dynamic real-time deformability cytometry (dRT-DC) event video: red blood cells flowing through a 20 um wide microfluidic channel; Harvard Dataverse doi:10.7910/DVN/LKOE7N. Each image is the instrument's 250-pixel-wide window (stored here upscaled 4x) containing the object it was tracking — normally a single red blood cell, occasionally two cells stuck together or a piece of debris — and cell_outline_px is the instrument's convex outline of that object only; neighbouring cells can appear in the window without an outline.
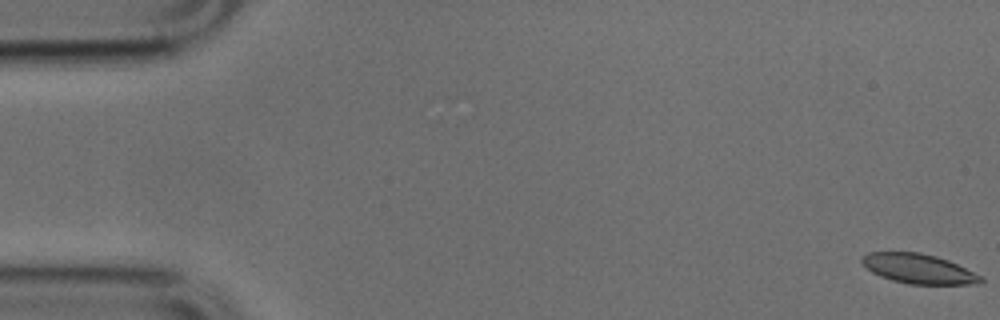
{"species": "common noctule bat (a hibernating species)", "species_latin": "Nyctalus noctula", "temperature_condition": "cold", "stored_images_in_passage": 51, "camera_frame_rate_fps": 3000, "um_per_image_px": 0.085, "animal": {"sex": "male", "body_mass_g": 17.9, "forearm_length_mm": 54.2}, "frame": {"image": 1, "passage_image": 1, "time_ms": 0.0, "image_size_px": [1000, 320], "cell_outline_px": [[984, 280], [980, 284], [908, 284], [892, 280], [880, 276], [872, 272], [860, 260], [860, 256], [868, 252], [920, 252], [936, 256], [948, 260], [984, 276]], "centroid_in_image_um": [78.1, 22.84], "position_along_channel_um": 6.9, "area_um2": 20.69}}
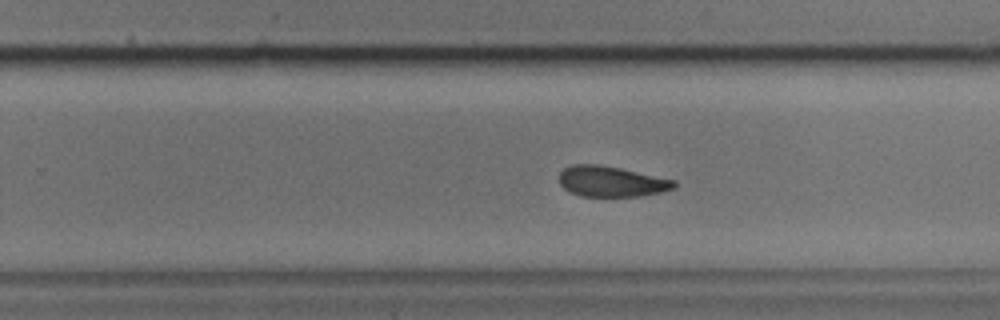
{"frame": {"image": 2, "passage_image": 32, "time_ms": 10.333, "image_size_px": [1000, 320], "cell_outline_px": [[676, 188], [660, 192], [636, 196], [580, 196], [568, 192], [560, 184], [560, 172], [564, 168], [572, 164], [600, 164], [620, 168], [676, 180]], "centroid_in_image_um": [51.95, 15.42], "position_along_channel_um": 277.9, "area_um2": 20.52}}
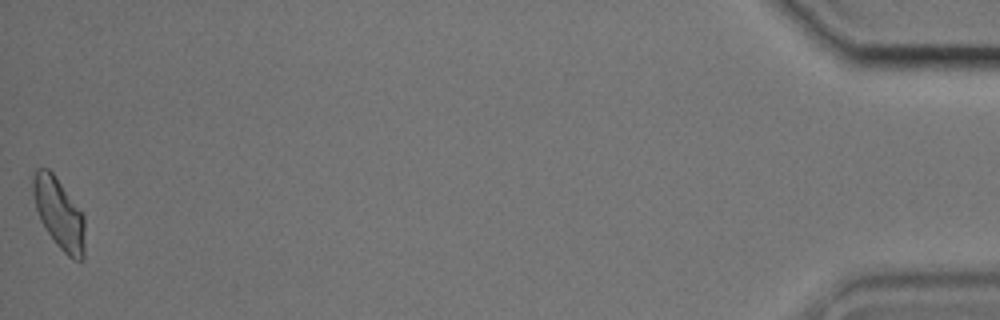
{"frame": {"image": 3, "passage_image": 51, "time_ms": 16.667, "image_size_px": [1000, 320], "cell_outline_px": [[84, 260], [72, 260], [56, 244], [40, 220], [36, 208], [32, 192], [32, 176], [36, 168], [48, 168], [52, 172], [84, 216]], "centroid_in_image_um": [5.0, 18.15], "position_along_channel_um": 430.2, "area_um2": 21.15}}